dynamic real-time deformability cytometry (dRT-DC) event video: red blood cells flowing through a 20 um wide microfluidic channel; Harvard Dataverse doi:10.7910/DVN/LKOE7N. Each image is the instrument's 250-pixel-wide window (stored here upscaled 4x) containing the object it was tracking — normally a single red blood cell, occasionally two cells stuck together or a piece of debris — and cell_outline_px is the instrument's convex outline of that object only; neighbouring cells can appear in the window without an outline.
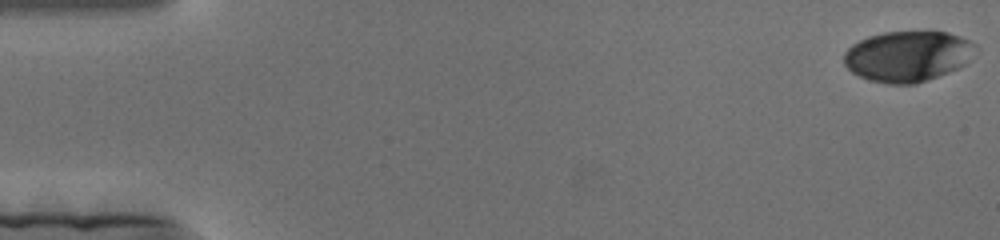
{"species": "human", "species_latin": "Homo sapiens", "temperature_condition": "cold", "stored_images_in_passage": 174, "camera_frame_rate_fps": 3000, "um_per_image_px": 0.085, "donor": {"sex": "female"}, "frame": {"image": 1, "passage_image": 1, "time_ms": 0.0, "image_size_px": [1000, 240], "cell_outline_px": [[980, 48], [964, 64], [948, 72], [928, 80], [916, 84], [888, 84], [868, 80], [852, 72], [844, 64], [844, 52], [852, 44], [868, 36], [884, 32], [948, 32], [960, 36], [976, 44]], "centroid_in_image_um": [77.16, 4.78], "position_along_channel_um": 7.8, "area_um2": 38.96}}
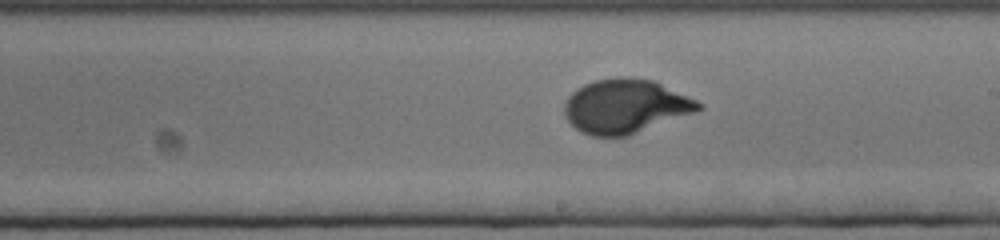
{"frame": {"image": 2, "passage_image": 99, "time_ms": 32.667, "image_size_px": [1000, 240], "cell_outline_px": [[704, 108], [696, 112], [628, 136], [592, 136], [580, 132], [568, 120], [564, 112], [564, 104], [568, 96], [576, 88], [584, 84], [596, 80], [620, 76], [624, 76], [652, 80], [696, 100], [704, 104]], "centroid_in_image_um": [53.16, 9.03], "position_along_channel_um": 235.8, "area_um2": 42.25}}
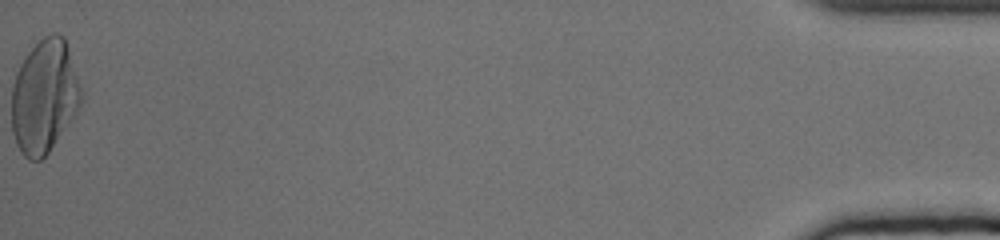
{"frame": {"image": 3, "passage_image": 174, "time_ms": 57.667, "image_size_px": [1000, 240], "cell_outline_px": [[84, 100], [76, 112], [48, 152], [40, 160], [28, 160], [20, 152], [16, 144], [12, 132], [12, 88], [16, 72], [20, 64], [28, 52], [44, 36], [52, 32], [56, 32], [64, 36], [84, 96]], "centroid_in_image_um": [3.77, 8.19], "position_along_channel_um": 431.4, "area_um2": 45.89}}